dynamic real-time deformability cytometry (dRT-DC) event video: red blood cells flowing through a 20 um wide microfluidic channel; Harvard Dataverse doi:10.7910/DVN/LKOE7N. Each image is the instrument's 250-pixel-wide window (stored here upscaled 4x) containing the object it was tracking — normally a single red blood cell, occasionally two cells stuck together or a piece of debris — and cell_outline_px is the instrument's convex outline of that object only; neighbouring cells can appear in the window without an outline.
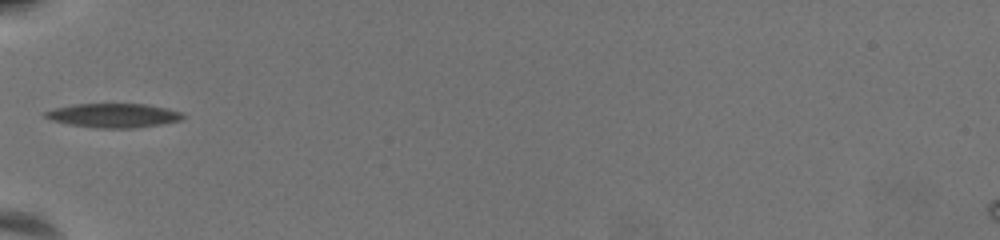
{"species": "common noctule bat (a hibernating species)", "species_latin": "Nyctalus noctula", "temperature_condition": "warm", "stored_images_in_passage": 26, "camera_frame_rate_fps": 3000, "um_per_image_px": 0.085, "animal": {"sex": "female", "body_mass_g": 19.5, "forearm_length_mm": 54.1}, "frame": {"image": 1, "passage_image": 1, "time_ms": 0.0, "image_size_px": [1000, 240], "cell_outline_px": [[184, 116], [180, 120], [160, 124], [132, 128], [96, 128], [68, 124], [52, 120], [44, 116], [44, 112], [56, 108], [72, 104], [144, 104], [164, 108], [180, 112]], "centroid_in_image_um": [9.6, 9.81], "position_along_channel_um": 75.4, "area_um2": 19.02}}